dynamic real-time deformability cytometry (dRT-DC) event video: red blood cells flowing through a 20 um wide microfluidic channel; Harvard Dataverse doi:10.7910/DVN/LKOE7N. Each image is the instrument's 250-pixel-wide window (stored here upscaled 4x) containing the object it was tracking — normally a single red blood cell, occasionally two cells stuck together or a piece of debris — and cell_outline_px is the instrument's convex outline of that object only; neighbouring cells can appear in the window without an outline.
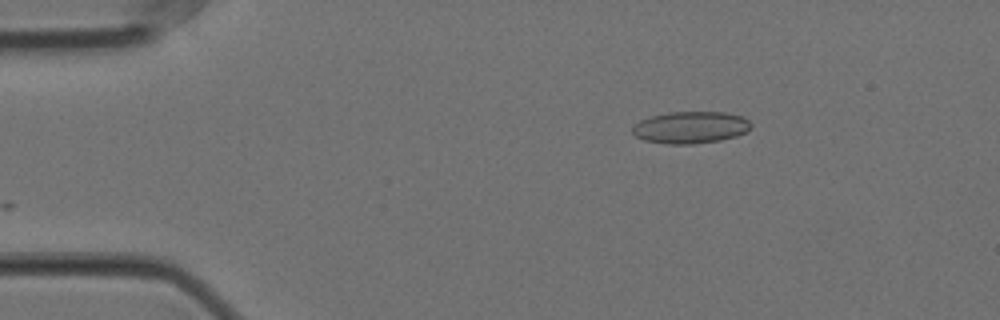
{"species": "Egyptian fruit bat (a non-hibernating species)", "species_latin": "Rousettus aegyptiacus", "temperature_condition": "cold", "stored_images_in_passage": 49, "camera_frame_rate_fps": 3000, "um_per_image_px": 0.085, "animal": {"sex": "female"}, "frame": {"image": 1, "passage_image": 1, "time_ms": 0.0, "image_size_px": [1000, 320], "cell_outline_px": [[752, 124], [748, 132], [736, 136], [720, 140], [692, 144], [668, 144], [644, 140], [636, 136], [632, 132], [632, 128], [640, 120], [652, 116], [668, 112], [724, 112], [744, 116]], "centroid_in_image_um": [58.73, 10.83], "position_along_channel_um": 26.3, "area_um2": 22.14}}
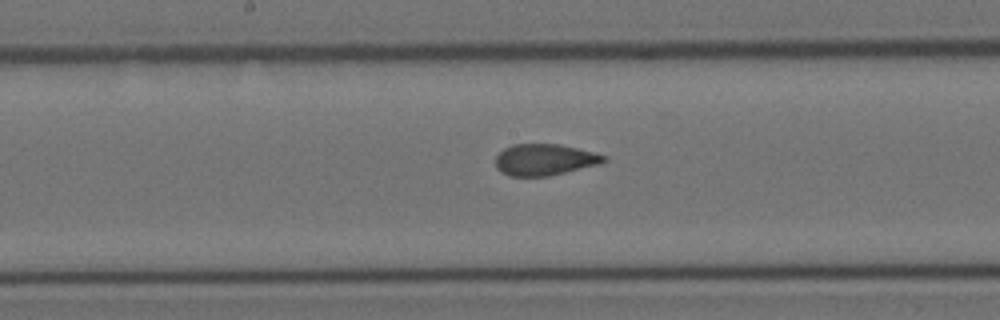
{"frame": {"image": 2, "passage_image": 21, "time_ms": 6.667, "image_size_px": [1000, 320], "cell_outline_px": [[608, 160], [600, 164], [548, 176], [508, 176], [500, 172], [496, 168], [496, 156], [504, 148], [512, 144], [560, 144], [608, 156]], "centroid_in_image_um": [46.28, 13.57], "position_along_channel_um": 201.9, "area_um2": 19.88}}
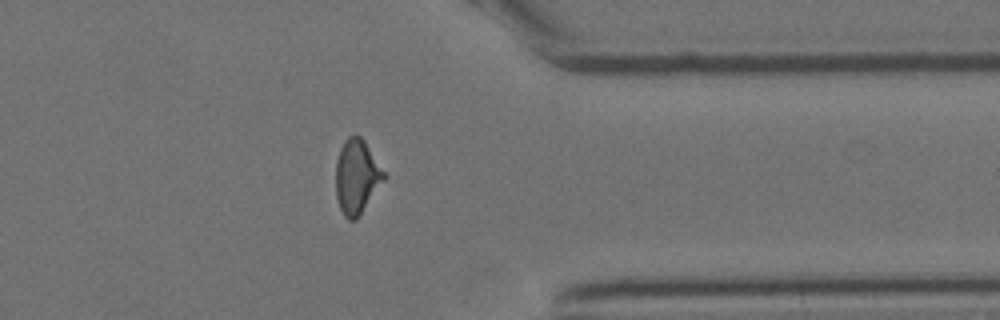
{"frame": {"image": 3, "passage_image": 37, "time_ms": 12.0, "image_size_px": [1000, 320], "cell_outline_px": [[388, 176], [356, 220], [348, 220], [344, 216], [340, 208], [336, 196], [336, 160], [340, 148], [344, 140], [348, 136], [356, 132], [364, 140]], "centroid_in_image_um": [30.33, 14.99], "position_along_channel_um": 381.1, "area_um2": 21.15}, "authors_computed_cell_mechanics": {"area_um2": 20.4034, "velocity_mm_per_s": 3.5486, "shape_relaxation_time_tau1_ms": 9.0664, "shape_relaxation_time_tau2_ms": 1.2941, "deformation_change_tau1": 0.1877, "deformation_change_tau2": 0.0587}}